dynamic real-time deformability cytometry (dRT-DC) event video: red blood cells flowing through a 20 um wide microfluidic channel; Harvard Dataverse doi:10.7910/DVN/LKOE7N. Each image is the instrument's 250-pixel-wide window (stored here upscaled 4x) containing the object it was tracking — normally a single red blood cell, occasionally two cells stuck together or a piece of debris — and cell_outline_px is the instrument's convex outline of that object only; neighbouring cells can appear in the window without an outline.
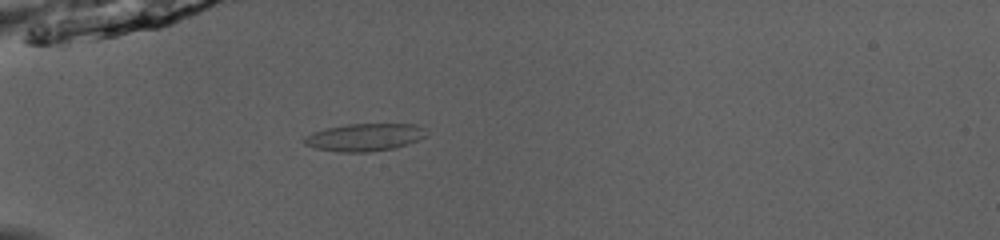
{"species": "common noctule bat (a hibernating species)", "species_latin": "Nyctalus noctula", "temperature_condition": "room temperature", "stored_images_in_passage": 43, "camera_frame_rate_fps": 3000, "um_per_image_px": 0.085, "animal": {"sex": "male", "body_mass_g": 13.0, "forearm_length_mm": 53.1}, "frame": {"image": 1, "passage_image": 9, "time_ms": 2.667, "image_size_px": [1000, 240], "cell_outline_px": [[428, 136], [408, 144], [392, 148], [372, 152], [340, 152], [316, 148], [304, 144], [300, 140], [304, 136], [312, 132], [328, 128], [348, 124], [416, 124], [424, 128]], "centroid_in_image_um": [30.98, 11.67], "position_along_channel_um": 54.0, "area_um2": 19.71}}
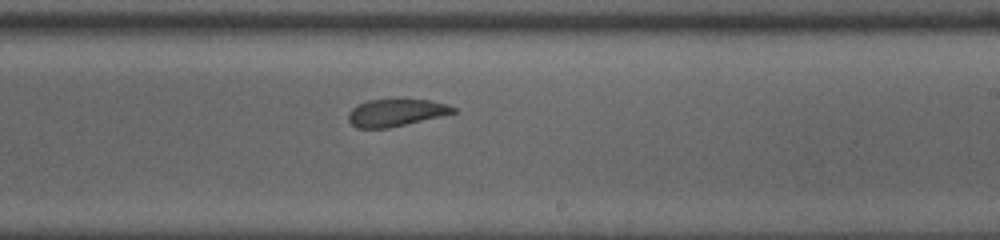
{"frame": {"image": 2, "passage_image": 25, "time_ms": 8.0, "image_size_px": [1000, 240], "cell_outline_px": [[456, 112], [440, 116], [388, 128], [356, 128], [348, 120], [348, 112], [352, 108], [368, 100], [428, 100], [448, 104], [456, 108]], "centroid_in_image_um": [33.64, 9.58], "position_along_channel_um": 255.4, "area_um2": 16.36}}
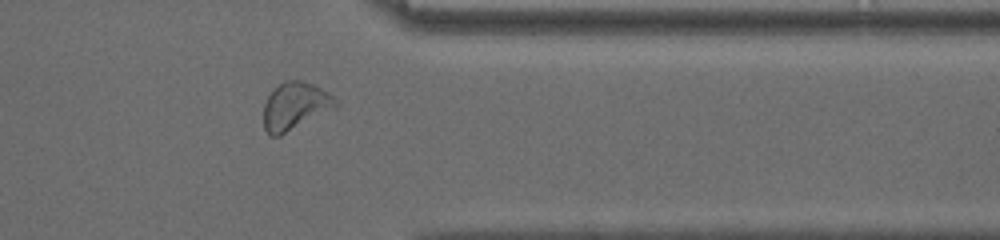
{"frame": {"image": 3, "passage_image": 35, "time_ms": 11.333, "image_size_px": [1000, 240], "cell_outline_px": [[340, 104], [336, 108], [280, 136], [272, 136], [264, 128], [264, 104], [268, 96], [284, 80], [300, 80], [312, 84], [320, 88], [332, 96]], "centroid_in_image_um": [25.09, 9.03], "position_along_channel_um": 386.3, "area_um2": 19.77}, "authors_computed_cell_mechanics": {"area_um2": 18.6694, "velocity_mm_per_s": 4.0309, "shape_relaxation_time_tau1_ms": null, "shape_relaxation_time_tau2_ms": 1.3412, "deformation_change_tau1": null, "deformation_change_tau2": 0.072}}